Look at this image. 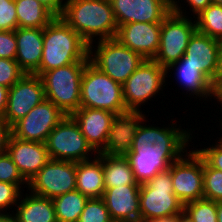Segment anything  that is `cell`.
I'll use <instances>...</instances> for the list:
<instances>
[{
	"instance_id": "f35d334b",
	"label": "cell",
	"mask_w": 222,
	"mask_h": 222,
	"mask_svg": "<svg viewBox=\"0 0 222 222\" xmlns=\"http://www.w3.org/2000/svg\"><path fill=\"white\" fill-rule=\"evenodd\" d=\"M17 40L15 31L0 30V58L16 60Z\"/></svg>"
},
{
	"instance_id": "3957f363",
	"label": "cell",
	"mask_w": 222,
	"mask_h": 222,
	"mask_svg": "<svg viewBox=\"0 0 222 222\" xmlns=\"http://www.w3.org/2000/svg\"><path fill=\"white\" fill-rule=\"evenodd\" d=\"M60 17L89 45L115 38L118 28L109 0H67Z\"/></svg>"
},
{
	"instance_id": "836d02e7",
	"label": "cell",
	"mask_w": 222,
	"mask_h": 222,
	"mask_svg": "<svg viewBox=\"0 0 222 222\" xmlns=\"http://www.w3.org/2000/svg\"><path fill=\"white\" fill-rule=\"evenodd\" d=\"M0 182L15 184L21 191L28 189V182L23 178L7 152L0 154Z\"/></svg>"
},
{
	"instance_id": "277c9868",
	"label": "cell",
	"mask_w": 222,
	"mask_h": 222,
	"mask_svg": "<svg viewBox=\"0 0 222 222\" xmlns=\"http://www.w3.org/2000/svg\"><path fill=\"white\" fill-rule=\"evenodd\" d=\"M88 62L78 61L51 69L40 76L46 99L55 104L66 116H71L80 108L81 78Z\"/></svg>"
},
{
	"instance_id": "60d3db41",
	"label": "cell",
	"mask_w": 222,
	"mask_h": 222,
	"mask_svg": "<svg viewBox=\"0 0 222 222\" xmlns=\"http://www.w3.org/2000/svg\"><path fill=\"white\" fill-rule=\"evenodd\" d=\"M50 10L56 17H60L64 11L67 0H37Z\"/></svg>"
},
{
	"instance_id": "d6a6232c",
	"label": "cell",
	"mask_w": 222,
	"mask_h": 222,
	"mask_svg": "<svg viewBox=\"0 0 222 222\" xmlns=\"http://www.w3.org/2000/svg\"><path fill=\"white\" fill-rule=\"evenodd\" d=\"M78 222H114L102 198H91L85 203Z\"/></svg>"
},
{
	"instance_id": "603a6c76",
	"label": "cell",
	"mask_w": 222,
	"mask_h": 222,
	"mask_svg": "<svg viewBox=\"0 0 222 222\" xmlns=\"http://www.w3.org/2000/svg\"><path fill=\"white\" fill-rule=\"evenodd\" d=\"M17 40L16 61L27 74H34L40 66L43 52V28L15 30Z\"/></svg>"
},
{
	"instance_id": "5bb4252c",
	"label": "cell",
	"mask_w": 222,
	"mask_h": 222,
	"mask_svg": "<svg viewBox=\"0 0 222 222\" xmlns=\"http://www.w3.org/2000/svg\"><path fill=\"white\" fill-rule=\"evenodd\" d=\"M46 99L43 82L36 74L25 73L8 91L3 119L12 127Z\"/></svg>"
},
{
	"instance_id": "bcb514c9",
	"label": "cell",
	"mask_w": 222,
	"mask_h": 222,
	"mask_svg": "<svg viewBox=\"0 0 222 222\" xmlns=\"http://www.w3.org/2000/svg\"><path fill=\"white\" fill-rule=\"evenodd\" d=\"M217 222H222V201L217 202Z\"/></svg>"
},
{
	"instance_id": "f1b7e54d",
	"label": "cell",
	"mask_w": 222,
	"mask_h": 222,
	"mask_svg": "<svg viewBox=\"0 0 222 222\" xmlns=\"http://www.w3.org/2000/svg\"><path fill=\"white\" fill-rule=\"evenodd\" d=\"M196 29L222 42V6L211 3L195 18Z\"/></svg>"
},
{
	"instance_id": "ffe728a7",
	"label": "cell",
	"mask_w": 222,
	"mask_h": 222,
	"mask_svg": "<svg viewBox=\"0 0 222 222\" xmlns=\"http://www.w3.org/2000/svg\"><path fill=\"white\" fill-rule=\"evenodd\" d=\"M171 76L176 79V84L180 87L178 90H185L188 98L192 97L196 100L199 98L198 100L205 101L204 104L210 103L213 100L215 102L216 92L213 89L212 82L198 67L188 63H172L166 68V81Z\"/></svg>"
},
{
	"instance_id": "e575fe53",
	"label": "cell",
	"mask_w": 222,
	"mask_h": 222,
	"mask_svg": "<svg viewBox=\"0 0 222 222\" xmlns=\"http://www.w3.org/2000/svg\"><path fill=\"white\" fill-rule=\"evenodd\" d=\"M24 74L16 60L0 58V85L10 88Z\"/></svg>"
},
{
	"instance_id": "ba28073f",
	"label": "cell",
	"mask_w": 222,
	"mask_h": 222,
	"mask_svg": "<svg viewBox=\"0 0 222 222\" xmlns=\"http://www.w3.org/2000/svg\"><path fill=\"white\" fill-rule=\"evenodd\" d=\"M89 59L100 71L121 85L145 60L137 52L120 44L115 38L91 43Z\"/></svg>"
},
{
	"instance_id": "f6af8a7d",
	"label": "cell",
	"mask_w": 222,
	"mask_h": 222,
	"mask_svg": "<svg viewBox=\"0 0 222 222\" xmlns=\"http://www.w3.org/2000/svg\"><path fill=\"white\" fill-rule=\"evenodd\" d=\"M147 222H177V216L166 217V218H155Z\"/></svg>"
},
{
	"instance_id": "8fae6325",
	"label": "cell",
	"mask_w": 222,
	"mask_h": 222,
	"mask_svg": "<svg viewBox=\"0 0 222 222\" xmlns=\"http://www.w3.org/2000/svg\"><path fill=\"white\" fill-rule=\"evenodd\" d=\"M169 169L174 194L183 204L204 197L203 159L194 148L186 151Z\"/></svg>"
},
{
	"instance_id": "30bf717a",
	"label": "cell",
	"mask_w": 222,
	"mask_h": 222,
	"mask_svg": "<svg viewBox=\"0 0 222 222\" xmlns=\"http://www.w3.org/2000/svg\"><path fill=\"white\" fill-rule=\"evenodd\" d=\"M196 30L195 19L171 11L161 23L160 45L153 60L165 68L179 61Z\"/></svg>"
},
{
	"instance_id": "83f0119b",
	"label": "cell",
	"mask_w": 222,
	"mask_h": 222,
	"mask_svg": "<svg viewBox=\"0 0 222 222\" xmlns=\"http://www.w3.org/2000/svg\"><path fill=\"white\" fill-rule=\"evenodd\" d=\"M58 222H78L88 198L73 190L52 199Z\"/></svg>"
},
{
	"instance_id": "52a82bcc",
	"label": "cell",
	"mask_w": 222,
	"mask_h": 222,
	"mask_svg": "<svg viewBox=\"0 0 222 222\" xmlns=\"http://www.w3.org/2000/svg\"><path fill=\"white\" fill-rule=\"evenodd\" d=\"M167 83V84H166ZM169 82L166 81V68L153 59H145L122 85L123 100L128 111H143L152 98L165 93ZM166 87V88H165ZM152 99V100H151Z\"/></svg>"
},
{
	"instance_id": "d4e9b609",
	"label": "cell",
	"mask_w": 222,
	"mask_h": 222,
	"mask_svg": "<svg viewBox=\"0 0 222 222\" xmlns=\"http://www.w3.org/2000/svg\"><path fill=\"white\" fill-rule=\"evenodd\" d=\"M76 190L91 198H102L105 190L102 153L76 163Z\"/></svg>"
},
{
	"instance_id": "b9f144b4",
	"label": "cell",
	"mask_w": 222,
	"mask_h": 222,
	"mask_svg": "<svg viewBox=\"0 0 222 222\" xmlns=\"http://www.w3.org/2000/svg\"><path fill=\"white\" fill-rule=\"evenodd\" d=\"M212 86L215 92L222 86V42L218 54L217 72L213 79Z\"/></svg>"
},
{
	"instance_id": "c3c4849f",
	"label": "cell",
	"mask_w": 222,
	"mask_h": 222,
	"mask_svg": "<svg viewBox=\"0 0 222 222\" xmlns=\"http://www.w3.org/2000/svg\"><path fill=\"white\" fill-rule=\"evenodd\" d=\"M222 118V117H221ZM215 121H217L218 122V124H219V126H218V124H217V126H216V128L218 127V129H220L219 131H220V133H218L219 135L221 134V132H222V119L220 120L219 119V121L217 120V119H215ZM220 122V123H219ZM220 127V128H219ZM222 137V136H221Z\"/></svg>"
},
{
	"instance_id": "2e32d148",
	"label": "cell",
	"mask_w": 222,
	"mask_h": 222,
	"mask_svg": "<svg viewBox=\"0 0 222 222\" xmlns=\"http://www.w3.org/2000/svg\"><path fill=\"white\" fill-rule=\"evenodd\" d=\"M161 23L132 22L117 28L115 39L144 59H153L160 45Z\"/></svg>"
},
{
	"instance_id": "8992f818",
	"label": "cell",
	"mask_w": 222,
	"mask_h": 222,
	"mask_svg": "<svg viewBox=\"0 0 222 222\" xmlns=\"http://www.w3.org/2000/svg\"><path fill=\"white\" fill-rule=\"evenodd\" d=\"M80 107L122 114L128 112L123 100L122 85L100 71L90 61L81 78Z\"/></svg>"
},
{
	"instance_id": "8d00e7d4",
	"label": "cell",
	"mask_w": 222,
	"mask_h": 222,
	"mask_svg": "<svg viewBox=\"0 0 222 222\" xmlns=\"http://www.w3.org/2000/svg\"><path fill=\"white\" fill-rule=\"evenodd\" d=\"M211 3H212V0H171V11H173L174 13L180 14L182 16H187L190 18H192L193 16V18H195ZM188 6H189L188 9L190 10L189 12L190 13L192 12L191 14L188 11H186L188 10L187 9Z\"/></svg>"
},
{
	"instance_id": "ab89813d",
	"label": "cell",
	"mask_w": 222,
	"mask_h": 222,
	"mask_svg": "<svg viewBox=\"0 0 222 222\" xmlns=\"http://www.w3.org/2000/svg\"><path fill=\"white\" fill-rule=\"evenodd\" d=\"M11 134V127L0 117V154L7 152V144Z\"/></svg>"
},
{
	"instance_id": "681fc988",
	"label": "cell",
	"mask_w": 222,
	"mask_h": 222,
	"mask_svg": "<svg viewBox=\"0 0 222 222\" xmlns=\"http://www.w3.org/2000/svg\"><path fill=\"white\" fill-rule=\"evenodd\" d=\"M212 3L222 6V0H212Z\"/></svg>"
},
{
	"instance_id": "9a60e30c",
	"label": "cell",
	"mask_w": 222,
	"mask_h": 222,
	"mask_svg": "<svg viewBox=\"0 0 222 222\" xmlns=\"http://www.w3.org/2000/svg\"><path fill=\"white\" fill-rule=\"evenodd\" d=\"M117 25L162 23L171 12V0H109Z\"/></svg>"
},
{
	"instance_id": "7a4b0ae2",
	"label": "cell",
	"mask_w": 222,
	"mask_h": 222,
	"mask_svg": "<svg viewBox=\"0 0 222 222\" xmlns=\"http://www.w3.org/2000/svg\"><path fill=\"white\" fill-rule=\"evenodd\" d=\"M78 61H90L89 44L61 17H55L43 28L42 60L34 74L41 76Z\"/></svg>"
},
{
	"instance_id": "ee69618b",
	"label": "cell",
	"mask_w": 222,
	"mask_h": 222,
	"mask_svg": "<svg viewBox=\"0 0 222 222\" xmlns=\"http://www.w3.org/2000/svg\"><path fill=\"white\" fill-rule=\"evenodd\" d=\"M0 222H18L15 214L12 213H5L0 214Z\"/></svg>"
},
{
	"instance_id": "44dd1931",
	"label": "cell",
	"mask_w": 222,
	"mask_h": 222,
	"mask_svg": "<svg viewBox=\"0 0 222 222\" xmlns=\"http://www.w3.org/2000/svg\"><path fill=\"white\" fill-rule=\"evenodd\" d=\"M140 185H124L104 190L102 199L114 222H140Z\"/></svg>"
},
{
	"instance_id": "5b68a950",
	"label": "cell",
	"mask_w": 222,
	"mask_h": 222,
	"mask_svg": "<svg viewBox=\"0 0 222 222\" xmlns=\"http://www.w3.org/2000/svg\"><path fill=\"white\" fill-rule=\"evenodd\" d=\"M139 205L140 222L183 213L184 204L174 194L169 168L140 185Z\"/></svg>"
},
{
	"instance_id": "74e56055",
	"label": "cell",
	"mask_w": 222,
	"mask_h": 222,
	"mask_svg": "<svg viewBox=\"0 0 222 222\" xmlns=\"http://www.w3.org/2000/svg\"><path fill=\"white\" fill-rule=\"evenodd\" d=\"M17 28L15 0H0V30L15 31Z\"/></svg>"
},
{
	"instance_id": "cb8c5ba5",
	"label": "cell",
	"mask_w": 222,
	"mask_h": 222,
	"mask_svg": "<svg viewBox=\"0 0 222 222\" xmlns=\"http://www.w3.org/2000/svg\"><path fill=\"white\" fill-rule=\"evenodd\" d=\"M25 192L24 195L22 191L12 210L18 222H58L52 199L35 195L28 190Z\"/></svg>"
},
{
	"instance_id": "484cf974",
	"label": "cell",
	"mask_w": 222,
	"mask_h": 222,
	"mask_svg": "<svg viewBox=\"0 0 222 222\" xmlns=\"http://www.w3.org/2000/svg\"><path fill=\"white\" fill-rule=\"evenodd\" d=\"M102 166L105 189L124 185H141L135 180L126 156L102 153Z\"/></svg>"
},
{
	"instance_id": "d590c367",
	"label": "cell",
	"mask_w": 222,
	"mask_h": 222,
	"mask_svg": "<svg viewBox=\"0 0 222 222\" xmlns=\"http://www.w3.org/2000/svg\"><path fill=\"white\" fill-rule=\"evenodd\" d=\"M21 193L15 184L0 182V214L12 213L11 210L17 205Z\"/></svg>"
},
{
	"instance_id": "7402d4cb",
	"label": "cell",
	"mask_w": 222,
	"mask_h": 222,
	"mask_svg": "<svg viewBox=\"0 0 222 222\" xmlns=\"http://www.w3.org/2000/svg\"><path fill=\"white\" fill-rule=\"evenodd\" d=\"M115 116L116 114L106 110L85 107H80L71 115L87 142L97 153L105 146Z\"/></svg>"
},
{
	"instance_id": "ac0fdd59",
	"label": "cell",
	"mask_w": 222,
	"mask_h": 222,
	"mask_svg": "<svg viewBox=\"0 0 222 222\" xmlns=\"http://www.w3.org/2000/svg\"><path fill=\"white\" fill-rule=\"evenodd\" d=\"M7 153L28 183L50 160L45 143L20 140L12 134L8 140Z\"/></svg>"
},
{
	"instance_id": "9c48e42d",
	"label": "cell",
	"mask_w": 222,
	"mask_h": 222,
	"mask_svg": "<svg viewBox=\"0 0 222 222\" xmlns=\"http://www.w3.org/2000/svg\"><path fill=\"white\" fill-rule=\"evenodd\" d=\"M50 159L81 162L92 159L98 153L87 142L78 124L66 116L51 131L45 141Z\"/></svg>"
},
{
	"instance_id": "f546056e",
	"label": "cell",
	"mask_w": 222,
	"mask_h": 222,
	"mask_svg": "<svg viewBox=\"0 0 222 222\" xmlns=\"http://www.w3.org/2000/svg\"><path fill=\"white\" fill-rule=\"evenodd\" d=\"M183 212L193 222H217V202L201 198L184 204Z\"/></svg>"
},
{
	"instance_id": "4316f807",
	"label": "cell",
	"mask_w": 222,
	"mask_h": 222,
	"mask_svg": "<svg viewBox=\"0 0 222 222\" xmlns=\"http://www.w3.org/2000/svg\"><path fill=\"white\" fill-rule=\"evenodd\" d=\"M18 27L44 28L56 16L37 0H15Z\"/></svg>"
},
{
	"instance_id": "7c38bea8",
	"label": "cell",
	"mask_w": 222,
	"mask_h": 222,
	"mask_svg": "<svg viewBox=\"0 0 222 222\" xmlns=\"http://www.w3.org/2000/svg\"><path fill=\"white\" fill-rule=\"evenodd\" d=\"M27 190L49 199L76 190V162L50 159L29 181Z\"/></svg>"
},
{
	"instance_id": "4fadbf2b",
	"label": "cell",
	"mask_w": 222,
	"mask_h": 222,
	"mask_svg": "<svg viewBox=\"0 0 222 222\" xmlns=\"http://www.w3.org/2000/svg\"><path fill=\"white\" fill-rule=\"evenodd\" d=\"M66 115L45 99L11 127L12 135L20 140L45 143L56 125Z\"/></svg>"
},
{
	"instance_id": "6da1fadb",
	"label": "cell",
	"mask_w": 222,
	"mask_h": 222,
	"mask_svg": "<svg viewBox=\"0 0 222 222\" xmlns=\"http://www.w3.org/2000/svg\"><path fill=\"white\" fill-rule=\"evenodd\" d=\"M149 120L152 121L151 118H145L141 122L131 150L126 155L135 180L140 184L152 179L158 172L167 170L190 149L192 132L195 131L193 128H181L183 124H179L176 118H171L170 124H163V127L158 121L155 126Z\"/></svg>"
},
{
	"instance_id": "1f68e13d",
	"label": "cell",
	"mask_w": 222,
	"mask_h": 222,
	"mask_svg": "<svg viewBox=\"0 0 222 222\" xmlns=\"http://www.w3.org/2000/svg\"><path fill=\"white\" fill-rule=\"evenodd\" d=\"M197 134V136L199 135L197 132H192V142L193 144H191L193 146V148L195 149V151L201 156V158L211 167V168H214V169H217V170H220L222 171V137L221 135L219 137H216V139H213L215 140V144L212 142L211 144L208 143L206 144V142H203L204 143L202 145V143L199 144V147L198 148V145L196 144V146L194 145V139H196L195 135L194 134ZM195 137V138H194ZM218 138V140H217ZM208 146H206V145ZM195 146V147H194ZM203 146V148H202ZM205 146V147H204ZM197 147V148H196Z\"/></svg>"
},
{
	"instance_id": "7bdbcfd3",
	"label": "cell",
	"mask_w": 222,
	"mask_h": 222,
	"mask_svg": "<svg viewBox=\"0 0 222 222\" xmlns=\"http://www.w3.org/2000/svg\"><path fill=\"white\" fill-rule=\"evenodd\" d=\"M8 91H9V88L0 85V117L1 118H3L6 111Z\"/></svg>"
},
{
	"instance_id": "e0dca14e",
	"label": "cell",
	"mask_w": 222,
	"mask_h": 222,
	"mask_svg": "<svg viewBox=\"0 0 222 222\" xmlns=\"http://www.w3.org/2000/svg\"><path fill=\"white\" fill-rule=\"evenodd\" d=\"M147 112H150L148 108L144 112L128 111L117 114L111 123L105 146L98 153L126 156L141 122L148 117L145 114Z\"/></svg>"
},
{
	"instance_id": "4dcf8cb0",
	"label": "cell",
	"mask_w": 222,
	"mask_h": 222,
	"mask_svg": "<svg viewBox=\"0 0 222 222\" xmlns=\"http://www.w3.org/2000/svg\"><path fill=\"white\" fill-rule=\"evenodd\" d=\"M204 197L212 201H222V171L211 168L203 160Z\"/></svg>"
},
{
	"instance_id": "d6986e66",
	"label": "cell",
	"mask_w": 222,
	"mask_h": 222,
	"mask_svg": "<svg viewBox=\"0 0 222 222\" xmlns=\"http://www.w3.org/2000/svg\"><path fill=\"white\" fill-rule=\"evenodd\" d=\"M220 46V41L196 30L189 40L184 56L174 63L192 64L213 82L218 67Z\"/></svg>"
},
{
	"instance_id": "7dc6e473",
	"label": "cell",
	"mask_w": 222,
	"mask_h": 222,
	"mask_svg": "<svg viewBox=\"0 0 222 222\" xmlns=\"http://www.w3.org/2000/svg\"><path fill=\"white\" fill-rule=\"evenodd\" d=\"M177 222H193L184 212L177 216Z\"/></svg>"
}]
</instances>
